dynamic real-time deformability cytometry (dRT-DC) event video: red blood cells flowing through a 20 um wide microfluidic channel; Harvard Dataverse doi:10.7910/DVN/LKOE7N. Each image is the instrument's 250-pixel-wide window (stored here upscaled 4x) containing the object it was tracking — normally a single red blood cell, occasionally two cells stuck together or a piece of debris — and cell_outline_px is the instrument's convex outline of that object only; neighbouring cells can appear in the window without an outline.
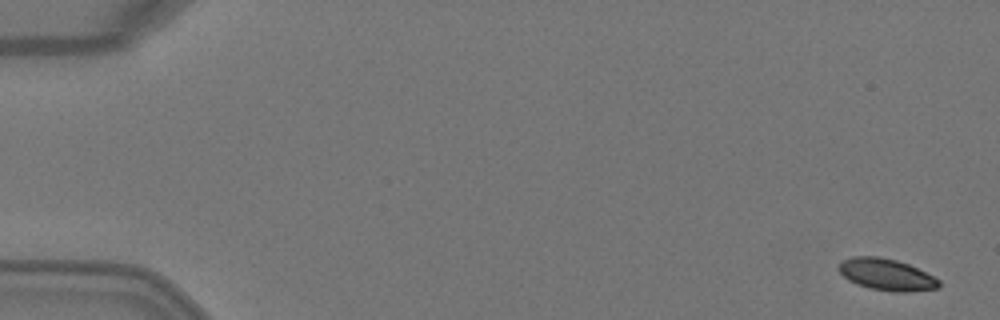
{"species": "Egyptian fruit bat (a non-hibernating species)", "species_latin": "Rousettus aegyptiacus", "temperature_condition": "warm", "stored_images_in_passage": 6, "camera_frame_rate_fps": 3000, "um_per_image_px": 0.085, "animal": {"sex": "female"}, "frame": {"image": 1, "passage_image": 1, "time_ms": 0.0, "image_size_px": [1000, 320], "cell_outline_px": [[940, 288], [908, 292], [892, 292], [868, 288], [856, 284], [848, 280], [836, 268], [844, 260], [852, 256], [880, 256], [896, 260], [908, 264], [940, 280]], "centroid_in_image_um": [75.34, 23.35], "position_along_channel_um": 9.7, "area_um2": 18.55}}